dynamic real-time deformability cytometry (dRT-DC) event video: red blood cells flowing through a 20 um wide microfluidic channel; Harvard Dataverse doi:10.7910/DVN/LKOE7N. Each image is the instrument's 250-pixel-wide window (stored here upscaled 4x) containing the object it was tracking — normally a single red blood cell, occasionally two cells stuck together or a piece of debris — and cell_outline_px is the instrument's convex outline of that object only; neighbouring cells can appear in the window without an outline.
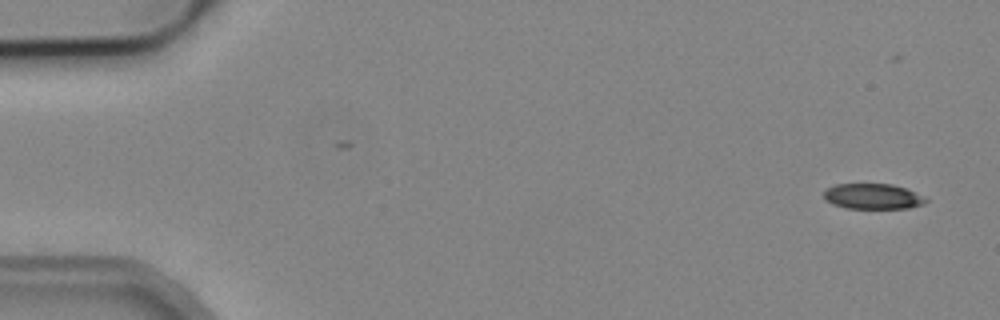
{"species": "common noctule bat (a hibernating species)", "species_latin": "Nyctalus noctula", "temperature_condition": "cold", "stored_images_in_passage": 5, "camera_frame_rate_fps": 3000, "um_per_image_px": 0.085, "animal": {"sex": "male", "body_mass_g": 19.2, "forearm_length_mm": 51.8}, "frame": {"image": 1, "passage_image": 1, "time_ms": 0.0, "image_size_px": [1000, 320], "cell_outline_px": [[928, 200], [924, 204], [908, 208], [844, 208], [832, 204], [824, 200], [824, 188], [836, 184], [892, 184], [908, 188], [924, 196]], "centroid_in_image_um": [74.18, 16.68], "position_along_channel_um": 10.8, "area_um2": 15.37}}
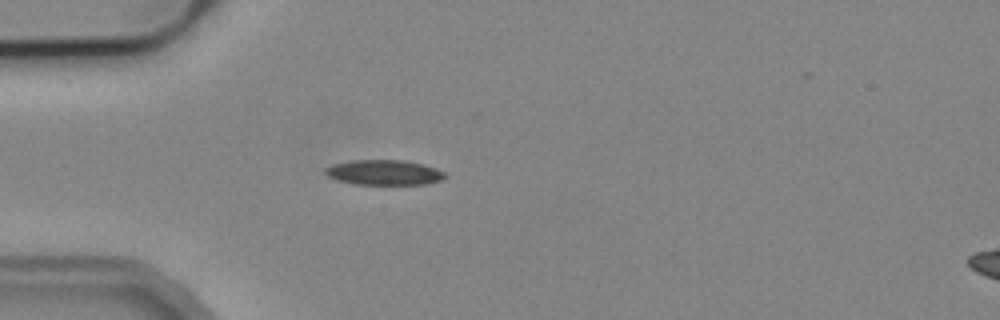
{"frame": {"image": 2, "passage_image": 4, "time_ms": 4.333, "image_size_px": [1000, 320], "cell_outline_px": [[448, 176], [440, 180], [428, 184], [356, 184], [336, 180], [328, 176], [324, 172], [324, 168], [332, 164], [352, 160], [404, 160], [424, 164], [436, 168], [444, 172]], "centroid_in_image_um": [32.65, 14.65], "position_along_channel_um": 52.4, "area_um2": 17.63}}